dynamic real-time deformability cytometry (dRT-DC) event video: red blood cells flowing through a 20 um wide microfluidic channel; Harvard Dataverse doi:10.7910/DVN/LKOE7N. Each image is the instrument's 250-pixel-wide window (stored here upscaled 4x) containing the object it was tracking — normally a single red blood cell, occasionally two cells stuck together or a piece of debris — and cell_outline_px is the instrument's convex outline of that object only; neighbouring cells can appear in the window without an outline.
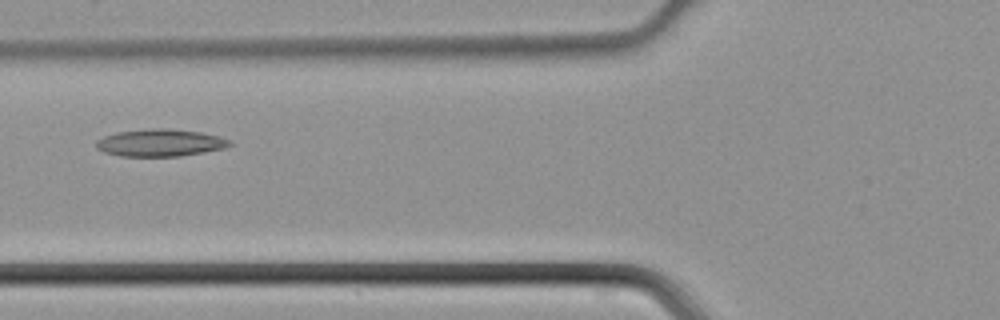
{"species": "common noctule bat (a hibernating species)", "species_latin": "Nyctalus noctula", "temperature_condition": "cold", "stored_images_in_passage": 44, "camera_frame_rate_fps": 3000, "um_per_image_px": 0.085, "animal": {"sex": "male", "body_mass_g": 21.5, "forearm_length_mm": 52.0}, "frame": {"image": 1, "passage_image": 16, "time_ms": 5.0, "image_size_px": [1000, 320], "cell_outline_px": [[232, 144], [224, 148], [204, 152], [180, 156], [120, 156], [104, 152], [96, 148], [96, 140], [104, 136], [116, 132], [152, 128], [164, 128], [200, 132], [220, 136], [232, 140]], "centroid_in_image_um": [13.62, 12.13], "position_along_channel_um": 112.2, "area_um2": 21.27}}
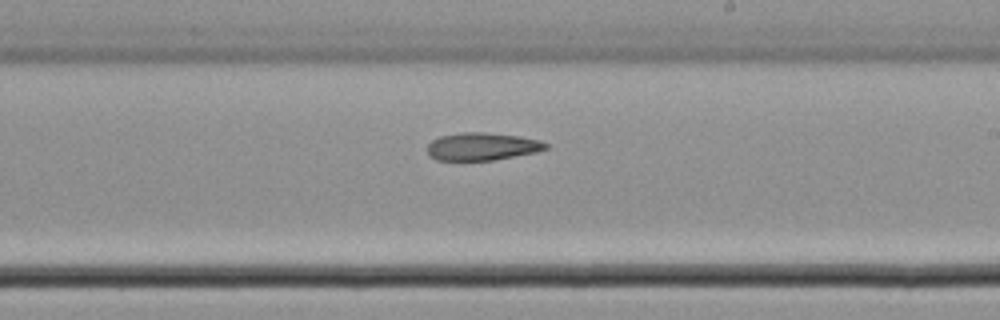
{"frame": {"image": 2, "passage_image": 25, "time_ms": 8.0, "image_size_px": [1000, 320], "cell_outline_px": [[548, 148], [536, 152], [492, 160], [436, 160], [428, 156], [428, 144], [432, 140], [440, 136], [460, 132], [484, 132], [520, 136], [540, 140], [548, 144]], "centroid_in_image_um": [40.96, 12.44], "position_along_channel_um": 248.0, "area_um2": 19.13}}
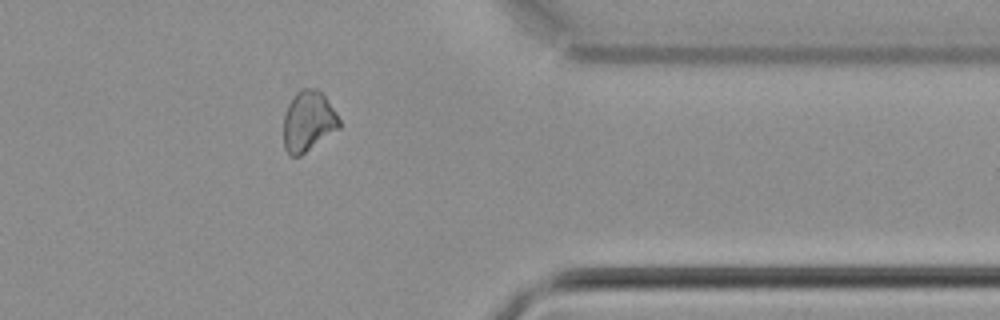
{"frame": {"image": 3, "passage_image": 35, "time_ms": 11.333, "image_size_px": [1000, 320], "cell_outline_px": [[340, 128], [300, 156], [288, 156], [284, 148], [284, 116], [288, 104], [296, 92], [300, 88], [320, 88], [336, 112], [340, 120]], "centroid_in_image_um": [26.2, 10.29], "position_along_channel_um": 385.2, "area_um2": 19.88}}